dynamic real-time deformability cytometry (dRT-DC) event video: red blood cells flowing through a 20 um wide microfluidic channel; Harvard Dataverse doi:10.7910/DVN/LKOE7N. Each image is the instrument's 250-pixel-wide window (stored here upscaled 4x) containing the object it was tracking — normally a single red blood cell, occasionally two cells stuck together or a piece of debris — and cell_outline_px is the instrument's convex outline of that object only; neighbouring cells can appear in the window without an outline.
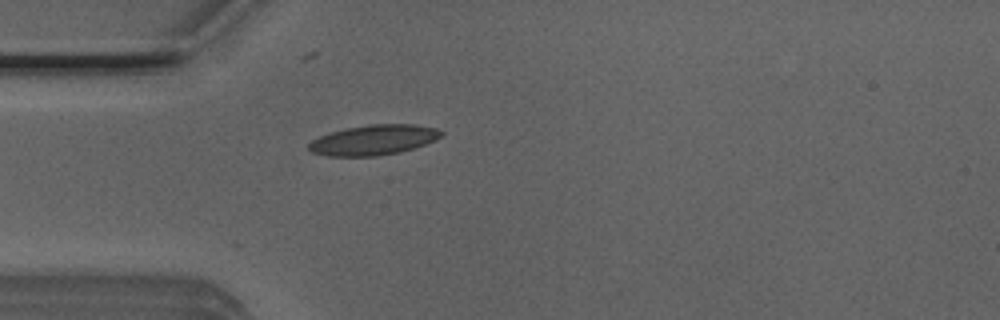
{"species": "Egyptian fruit bat (a non-hibernating species)", "species_latin": "Rousettus aegyptiacus", "temperature_condition": "room temperature", "stored_images_in_passage": 26, "camera_frame_rate_fps": 3000, "um_per_image_px": 0.085, "animal": {"sex": "male"}, "frame": {"image": 1, "passage_image": 1, "time_ms": 0.0, "image_size_px": [1000, 320], "cell_outline_px": [[444, 132], [436, 140], [400, 152], [376, 156], [328, 156], [312, 152], [308, 148], [308, 144], [312, 140], [320, 136], [344, 128], [368, 124], [416, 124], [436, 128]], "centroid_in_image_um": [31.76, 11.89], "position_along_channel_um": 53.2, "area_um2": 23.24}}
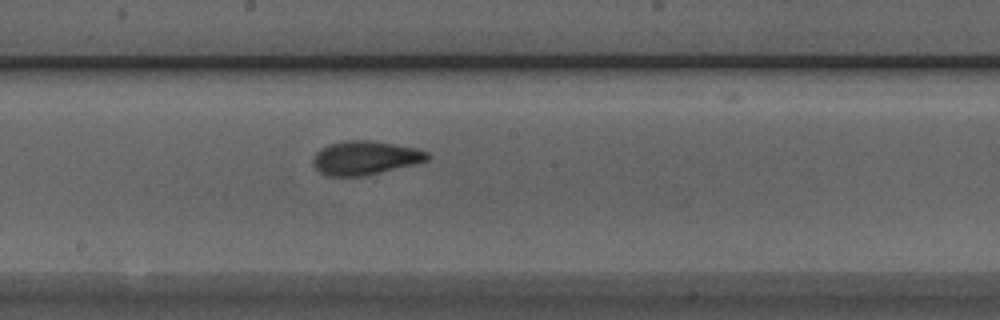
{"frame": {"image": 2, "passage_image": 14, "time_ms": 4.333, "image_size_px": [1000, 320], "cell_outline_px": [[432, 156], [428, 160], [416, 164], [364, 176], [328, 176], [320, 172], [312, 164], [312, 160], [316, 152], [320, 148], [328, 144], [344, 140], [372, 140], [416, 148], [428, 152]], "centroid_in_image_um": [31.04, 13.41], "position_along_channel_um": 217.2, "area_um2": 22.77}}
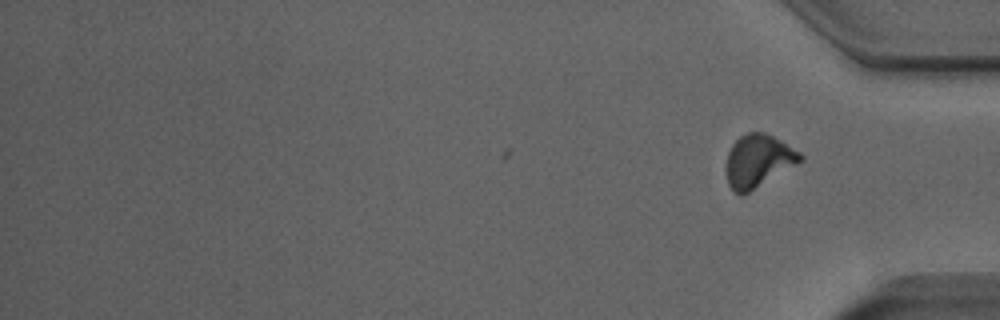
{"frame": {"image": 3, "passage_image": 26, "time_ms": 8.333, "image_size_px": [1000, 320], "cell_outline_px": [[804, 160], [748, 192], [740, 196], [732, 192], [728, 184], [724, 168], [728, 152], [732, 144], [740, 136], [748, 132], [764, 132], [780, 140], [800, 152], [804, 156]], "centroid_in_image_um": [64.4, 13.69], "position_along_channel_um": 370.8, "area_um2": 22.89}, "authors_computed_cell_mechanics": {"area_um2": 22.4264, "velocity_mm_per_s": 3.9173, "shape_relaxation_time_tau1_ms": 3.6353, "shape_relaxation_time_tau2_ms": 1.2746, "deformation_change_tau1": 0.1404, "deformation_change_tau2": 0.0832}}